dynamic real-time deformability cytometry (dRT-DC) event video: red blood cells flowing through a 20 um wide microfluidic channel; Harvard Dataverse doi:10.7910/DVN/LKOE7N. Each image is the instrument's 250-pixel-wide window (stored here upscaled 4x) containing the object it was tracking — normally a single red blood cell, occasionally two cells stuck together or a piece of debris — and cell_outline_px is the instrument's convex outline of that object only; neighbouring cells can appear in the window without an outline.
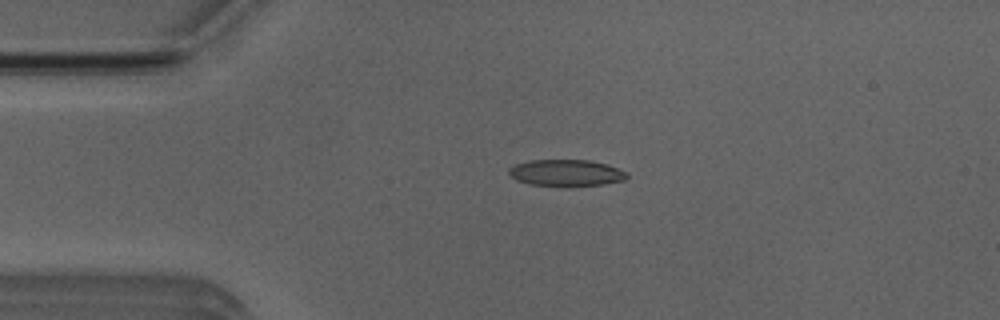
{"species": "Egyptian fruit bat (a non-hibernating species)", "species_latin": "Rousettus aegyptiacus", "temperature_condition": "room temperature", "stored_images_in_passage": 52, "camera_frame_rate_fps": 3000, "um_per_image_px": 0.085, "animal": {"sex": "male"}, "frame": {"image": 1, "passage_image": 11, "time_ms": 3.333, "image_size_px": [1000, 320], "cell_outline_px": [[628, 176], [624, 180], [600, 184], [572, 188], [568, 188], [528, 184], [516, 180], [508, 176], [508, 168], [516, 164], [528, 160], [588, 160], [608, 164], [628, 172]], "centroid_in_image_um": [48.09, 14.72], "position_along_channel_um": 36.9, "area_um2": 18.9}}
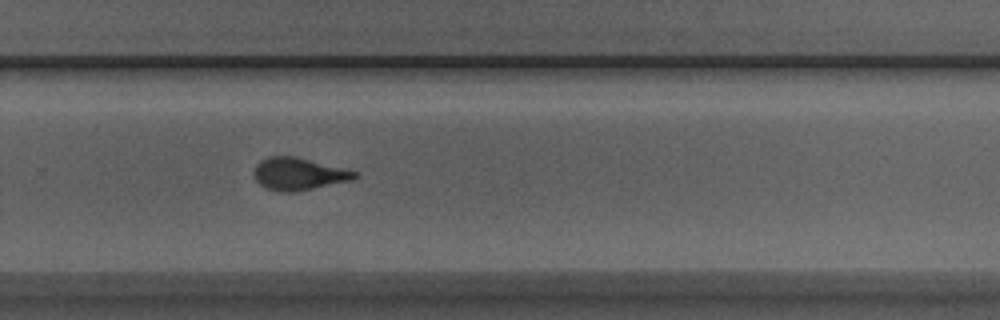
{"frame": {"image": 2, "passage_image": 34, "time_ms": 11.0, "image_size_px": [1000, 320], "cell_outline_px": [[360, 176], [352, 180], [296, 192], [280, 192], [264, 188], [256, 180], [252, 172], [256, 164], [260, 160], [268, 156], [292, 156], [356, 172]], "centroid_in_image_um": [25.31, 14.8], "position_along_channel_um": 304.5, "area_um2": 18.84}}
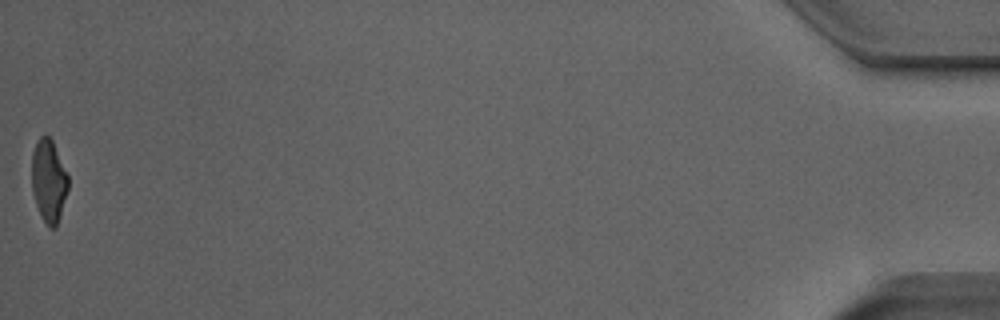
{"frame": {"image": 3, "passage_image": 52, "time_ms": 17.0, "image_size_px": [1000, 320], "cell_outline_px": [[68, 188], [56, 228], [48, 228], [40, 216], [36, 204], [32, 188], [32, 152], [40, 136], [48, 136], [52, 140], [68, 176]], "centroid_in_image_um": [4.13, 15.4], "position_along_channel_um": 431.1, "area_um2": 17.34}, "authors_computed_cell_mechanics": {"area_um2": 18.8428, "velocity_mm_per_s": 3.8842, "shape_relaxation_time_tau1_ms": 8.5726, "shape_relaxation_time_tau2_ms": 1.2376, "deformation_change_tau1": 0.2468, "deformation_change_tau2": 0.0995}}